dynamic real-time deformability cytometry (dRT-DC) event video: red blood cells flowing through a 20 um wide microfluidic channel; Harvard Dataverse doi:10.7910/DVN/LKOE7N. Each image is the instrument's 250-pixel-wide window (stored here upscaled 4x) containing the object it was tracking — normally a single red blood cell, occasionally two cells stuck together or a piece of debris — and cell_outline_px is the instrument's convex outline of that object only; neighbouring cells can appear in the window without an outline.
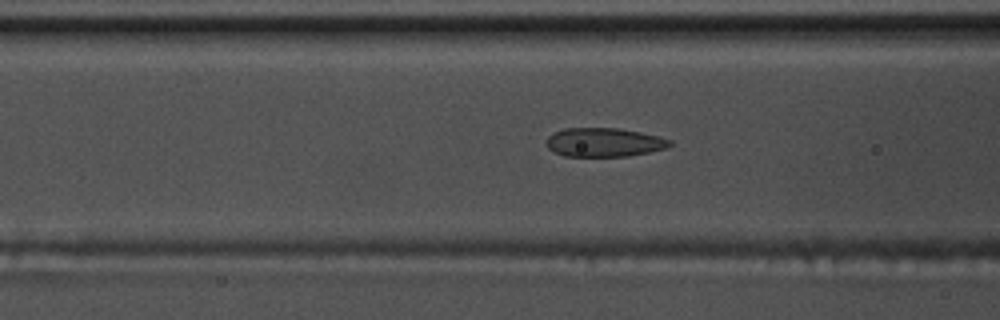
{"species": "common noctule bat (a hibernating species)", "species_latin": "Nyctalus noctula", "temperature_condition": "warm", "stored_images_in_passage": 54, "camera_frame_rate_fps": 3000, "um_per_image_px": 0.085, "animal": {"sex": "male", "body_mass_g": 17.5, "forearm_length_mm": 52.3}, "frame": {"image": 1, "passage_image": 21, "time_ms": 6.667, "image_size_px": [1000, 320], "cell_outline_px": [[672, 144], [668, 148], [628, 156], [564, 156], [548, 148], [548, 136], [552, 132], [564, 128], [616, 128], [640, 132], [672, 140]], "centroid_in_image_um": [51.35, 12.09], "position_along_channel_um": 115.2, "area_um2": 20.63}}
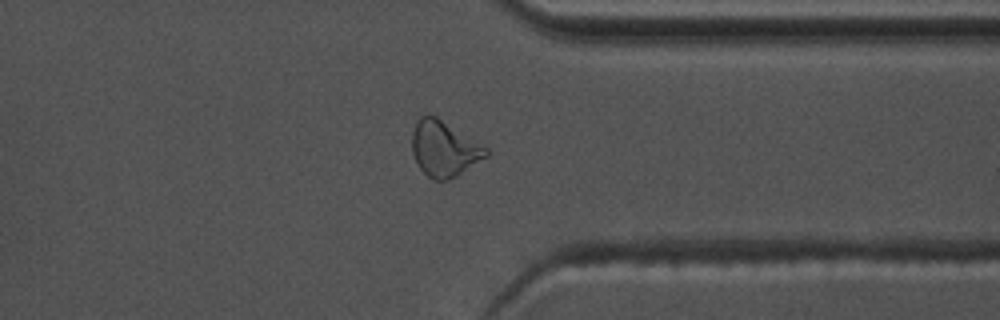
{"frame": {"image": 2, "passage_image": 42, "time_ms": 13.667, "image_size_px": [1000, 320], "cell_outline_px": [[488, 156], [456, 176], [448, 180], [432, 180], [420, 168], [412, 152], [412, 132], [416, 120], [420, 116], [436, 116], [488, 148]], "centroid_in_image_um": [37.74, 12.64], "position_along_channel_um": 373.7, "area_um2": 23.76}}
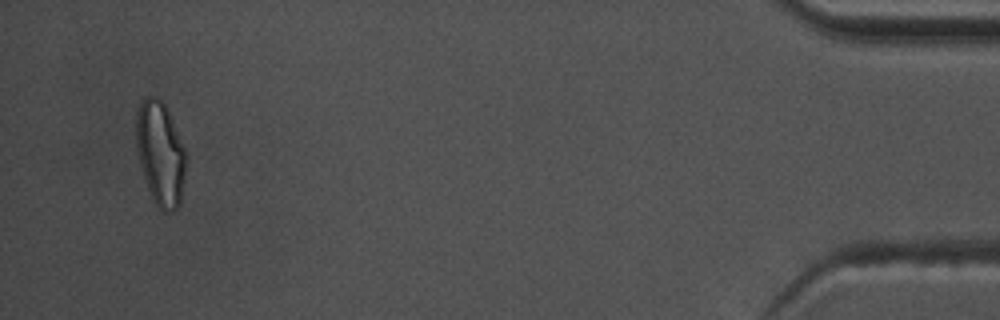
{"frame": {"image": 3, "passage_image": 52, "time_ms": 17.0, "image_size_px": [1000, 320], "cell_outline_px": [[184, 172], [180, 204], [172, 212], [164, 212], [152, 200], [144, 180], [136, 148], [136, 112], [144, 96], [156, 96], [164, 104], [172, 120], [184, 148]], "centroid_in_image_um": [13.59, 13.05], "position_along_channel_um": 421.6, "area_um2": 29.82}, "authors_computed_cell_mechanics": {"area_um2": 21.7617, "velocity_mm_per_s": 3.7329, "shape_relaxation_time_tau1_ms": 7.1549, "shape_relaxation_time_tau2_ms": 1.3379, "deformation_change_tau1": 0.1803, "deformation_change_tau2": 0.0792}}